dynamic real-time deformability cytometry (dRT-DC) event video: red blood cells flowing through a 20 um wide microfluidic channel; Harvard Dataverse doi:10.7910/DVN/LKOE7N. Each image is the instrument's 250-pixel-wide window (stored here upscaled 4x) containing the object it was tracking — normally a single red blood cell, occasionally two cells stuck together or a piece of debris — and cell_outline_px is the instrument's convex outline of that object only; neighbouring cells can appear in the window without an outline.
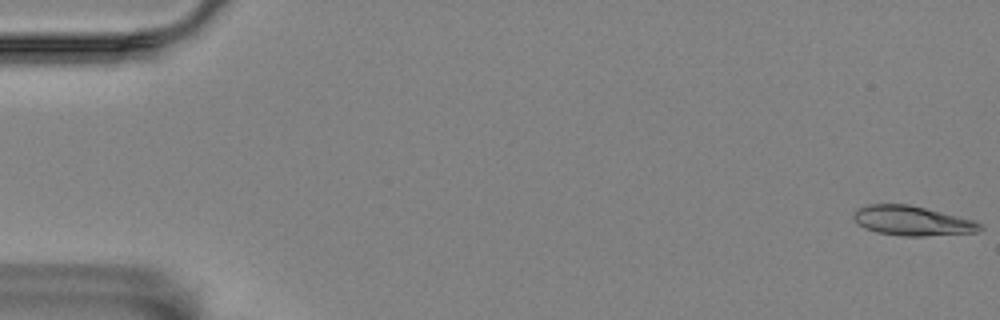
{"species": "Egyptian fruit bat (a non-hibernating species)", "species_latin": "Rousettus aegyptiacus", "temperature_condition": "room temperature", "stored_images_in_passage": 5, "camera_frame_rate_fps": 3000, "um_per_image_px": 0.085, "animal": {"sex": "female"}, "frame": {"image": 1, "passage_image": 1, "time_ms": 0.0, "image_size_px": [1000, 320], "cell_outline_px": [[984, 228], [980, 232], [924, 236], [904, 236], [876, 232], [864, 228], [852, 216], [856, 208], [868, 204], [908, 204], [976, 220], [984, 224]], "centroid_in_image_um": [77.6, 18.77], "position_along_channel_um": 7.4, "area_um2": 22.02}}